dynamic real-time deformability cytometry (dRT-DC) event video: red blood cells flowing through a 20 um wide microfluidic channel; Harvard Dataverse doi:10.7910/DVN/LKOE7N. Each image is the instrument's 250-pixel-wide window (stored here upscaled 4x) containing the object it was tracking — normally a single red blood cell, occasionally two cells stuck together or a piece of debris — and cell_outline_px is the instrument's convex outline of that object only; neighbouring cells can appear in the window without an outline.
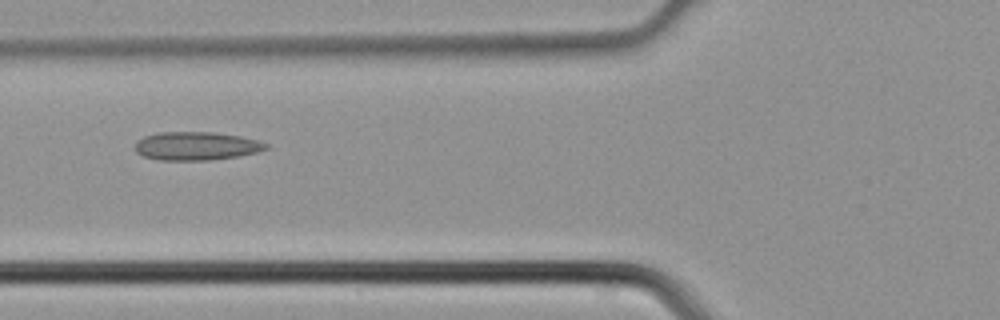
{"species": "common noctule bat (a hibernating species)", "species_latin": "Nyctalus noctula", "temperature_condition": "cold", "stored_images_in_passage": 5, "camera_frame_rate_fps": 3000, "um_per_image_px": 0.085, "animal": {"sex": "male", "body_mass_g": 21.5, "forearm_length_mm": 52.0}, "frame": {"image": 1, "passage_image": 5, "time_ms": 1.333, "image_size_px": [1000, 320], "cell_outline_px": [[268, 148], [256, 152], [236, 156], [208, 160], [160, 160], [144, 156], [136, 152], [136, 140], [144, 136], [156, 132], [212, 132], [240, 136], [256, 140], [268, 144]], "centroid_in_image_um": [16.64, 12.4], "position_along_channel_um": 109.2, "area_um2": 21.5}}